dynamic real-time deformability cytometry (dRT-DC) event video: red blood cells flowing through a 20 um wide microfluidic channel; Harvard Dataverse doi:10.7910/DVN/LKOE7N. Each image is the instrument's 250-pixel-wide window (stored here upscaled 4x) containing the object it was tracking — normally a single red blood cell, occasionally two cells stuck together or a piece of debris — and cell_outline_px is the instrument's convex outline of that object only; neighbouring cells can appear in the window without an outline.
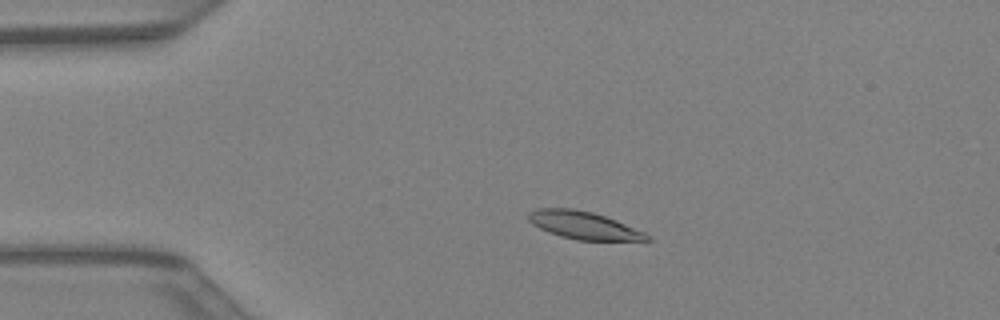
{"species": "Egyptian fruit bat (a non-hibernating species)", "species_latin": "Rousettus aegyptiacus", "temperature_condition": "warm", "stored_images_in_passage": 42, "camera_frame_rate_fps": 3000, "um_per_image_px": 0.085, "animal": {"sex": "female"}, "frame": {"image": 1, "passage_image": 8, "time_ms": 2.333, "image_size_px": [1000, 320], "cell_outline_px": [[652, 240], [576, 240], [560, 236], [548, 232], [532, 224], [528, 220], [528, 212], [536, 208], [572, 208], [592, 212], [616, 220], [644, 232], [652, 236]], "centroid_in_image_um": [49.59, 19.15], "position_along_channel_um": 35.4, "area_um2": 19.07}}
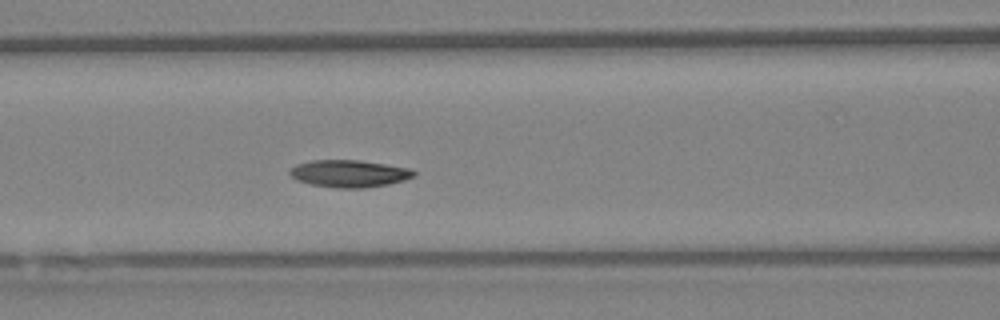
{"frame": {"image": 2, "passage_image": 17, "time_ms": 5.333, "image_size_px": [1000, 320], "cell_outline_px": [[416, 176], [404, 180], [388, 184], [364, 188], [336, 188], [312, 184], [296, 180], [288, 172], [296, 164], [312, 160], [360, 160], [412, 168], [416, 172]], "centroid_in_image_um": [29.72, 14.75], "position_along_channel_um": 136.9, "area_um2": 19.77}}
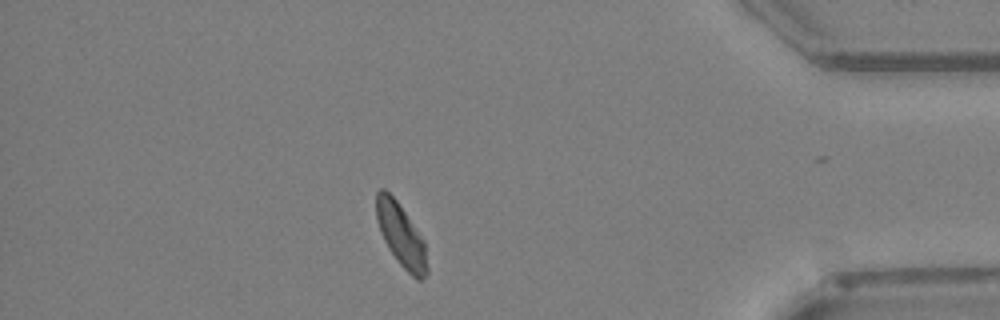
{"frame": {"image": 3, "passage_image": 36, "time_ms": 11.667, "image_size_px": [1000, 320], "cell_outline_px": [[428, 272], [420, 280], [416, 280], [396, 260], [388, 248], [380, 232], [376, 220], [376, 192], [380, 188], [384, 188], [396, 200], [424, 240], [428, 268]], "centroid_in_image_um": [34.07, 20.0], "position_along_channel_um": 401.1, "area_um2": 18.55}}